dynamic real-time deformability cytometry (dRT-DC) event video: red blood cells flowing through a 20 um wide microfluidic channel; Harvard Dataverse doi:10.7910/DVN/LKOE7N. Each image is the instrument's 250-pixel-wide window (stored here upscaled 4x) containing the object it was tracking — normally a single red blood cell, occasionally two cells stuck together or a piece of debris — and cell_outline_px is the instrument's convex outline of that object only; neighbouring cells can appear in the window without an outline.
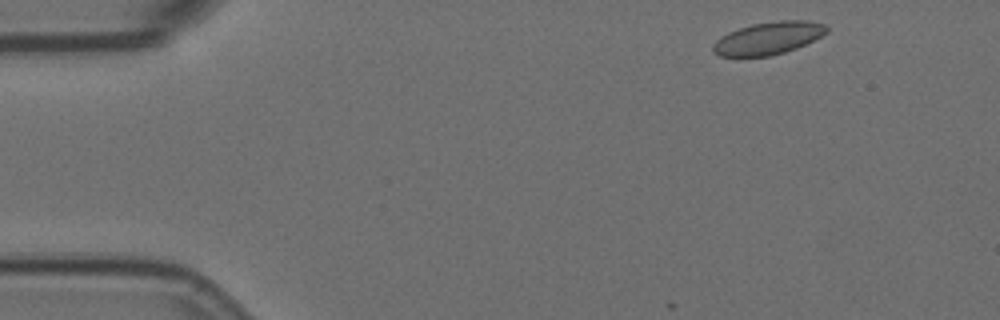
{"species": "Egyptian fruit bat (a non-hibernating species)", "species_latin": "Rousettus aegyptiacus", "temperature_condition": "room temperature", "stored_images_in_passage": 3, "camera_frame_rate_fps": 3000, "um_per_image_px": 0.085, "animal": {"sex": "female"}, "frame": {"image": 1, "passage_image": 1, "time_ms": 0.0, "image_size_px": [1000, 320], "cell_outline_px": [[828, 32], [796, 48], [784, 52], [768, 56], [720, 56], [712, 52], [712, 44], [720, 36], [728, 32], [752, 24], [776, 20], [808, 20], [824, 24], [828, 28]], "centroid_in_image_um": [65.27, 3.23], "position_along_channel_um": 19.7, "area_um2": 21.5}}